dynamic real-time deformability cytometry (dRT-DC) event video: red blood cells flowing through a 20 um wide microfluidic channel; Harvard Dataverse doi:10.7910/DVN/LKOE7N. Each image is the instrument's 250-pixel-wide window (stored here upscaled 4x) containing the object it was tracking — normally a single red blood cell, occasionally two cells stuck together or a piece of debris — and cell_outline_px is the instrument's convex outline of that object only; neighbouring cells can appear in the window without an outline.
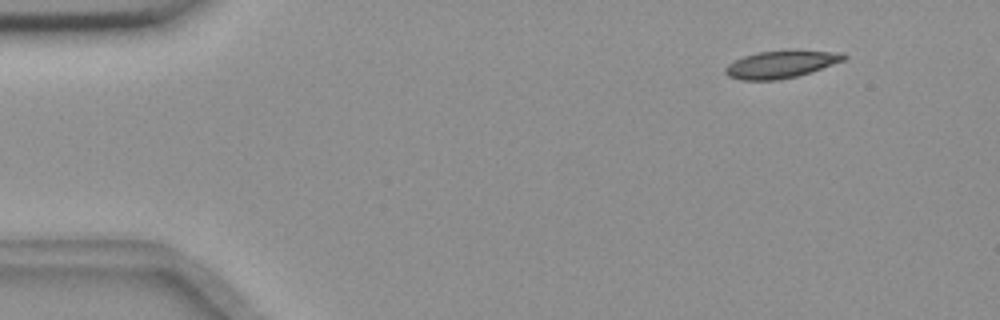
{"species": "common noctule bat (a hibernating species)", "species_latin": "Nyctalus noctula", "temperature_condition": "room temperature", "stored_images_in_passage": 10, "camera_frame_rate_fps": 3000, "um_per_image_px": 0.085, "animal": {"sex": "female", "body_mass_g": 18.4}, "frame": {"image": 1, "passage_image": 2, "time_ms": 0.333, "image_size_px": [1000, 320], "cell_outline_px": [[848, 56], [844, 60], [796, 76], [776, 80], [740, 80], [728, 76], [724, 72], [724, 68], [728, 64], [744, 56], [756, 52], [844, 52]], "centroid_in_image_um": [66.3, 5.49], "position_along_channel_um": 18.7, "area_um2": 18.09}}